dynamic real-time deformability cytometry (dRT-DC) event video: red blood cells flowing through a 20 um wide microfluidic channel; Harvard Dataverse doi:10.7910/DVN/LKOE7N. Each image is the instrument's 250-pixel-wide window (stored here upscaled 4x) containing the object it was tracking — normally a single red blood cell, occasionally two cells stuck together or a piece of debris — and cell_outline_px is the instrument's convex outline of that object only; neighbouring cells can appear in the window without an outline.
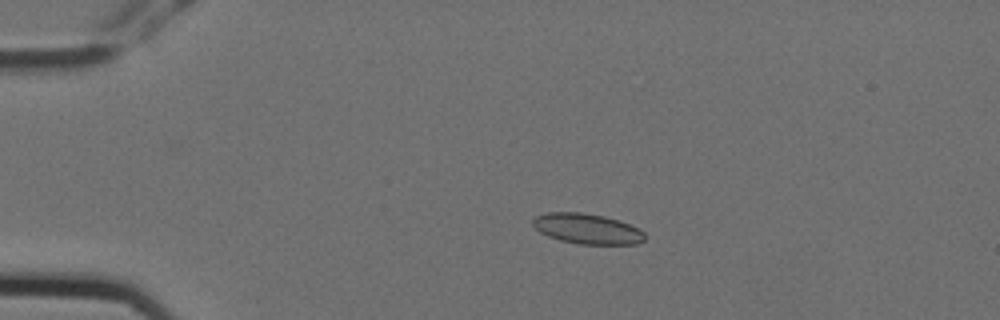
{"species": "Egyptian fruit bat (a non-hibernating species)", "species_latin": "Rousettus aegyptiacus", "temperature_condition": "cold", "stored_images_in_passage": 3, "camera_frame_rate_fps": 3000, "um_per_image_px": 0.085, "animal": {"sex": "female"}, "frame": {"image": 1, "passage_image": 2, "time_ms": 0.333, "image_size_px": [1000, 320], "cell_outline_px": [[644, 240], [636, 244], [580, 244], [560, 240], [548, 236], [540, 232], [532, 224], [532, 220], [536, 216], [548, 212], [580, 212], [604, 216], [628, 224], [644, 232]], "centroid_in_image_um": [49.87, 19.44], "position_along_channel_um": 35.1, "area_um2": 19.54}}